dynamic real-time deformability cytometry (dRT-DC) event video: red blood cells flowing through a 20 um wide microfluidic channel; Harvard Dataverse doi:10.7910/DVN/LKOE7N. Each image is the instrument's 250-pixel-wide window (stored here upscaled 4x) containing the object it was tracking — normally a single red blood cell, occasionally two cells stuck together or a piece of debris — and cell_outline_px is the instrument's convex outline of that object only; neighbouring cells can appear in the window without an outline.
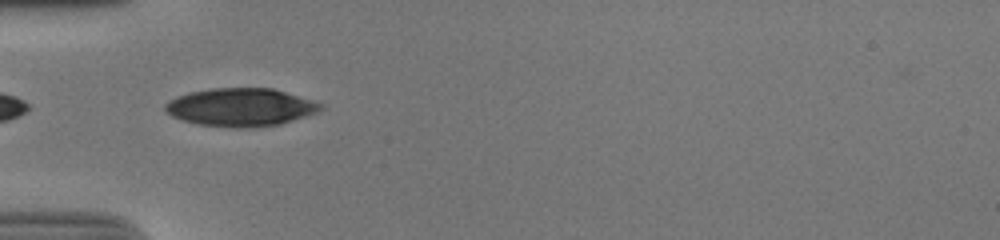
{"species": "human", "species_latin": "Homo sapiens", "temperature_condition": "cold", "stored_images_in_passage": 16, "camera_frame_rate_fps": 3000, "um_per_image_px": 0.085, "donor": {"sex": "male"}, "frame": {"image": 1, "passage_image": 1, "time_ms": 0.0, "image_size_px": [1000, 240], "cell_outline_px": [[324, 108], [320, 112], [280, 124], [252, 128], [236, 128], [200, 124], [184, 120], [172, 116], [164, 108], [164, 104], [176, 96], [188, 92], [212, 88], [272, 88], [324, 104]], "centroid_in_image_um": [20.48, 9.11], "position_along_channel_um": 64.5, "area_um2": 34.51}}
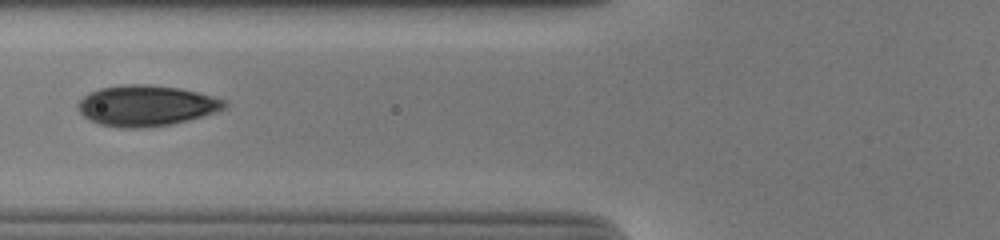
{"frame": {"image": 2, "passage_image": 5, "time_ms": 1.333, "image_size_px": [1000, 240], "cell_outline_px": [[228, 108], [216, 112], [188, 120], [172, 124], [144, 128], [120, 128], [100, 124], [84, 116], [76, 108], [76, 104], [88, 92], [100, 88], [120, 84], [148, 84], [180, 88], [228, 100]], "centroid_in_image_um": [12.44, 8.97], "position_along_channel_um": 113.4, "area_um2": 35.14}}